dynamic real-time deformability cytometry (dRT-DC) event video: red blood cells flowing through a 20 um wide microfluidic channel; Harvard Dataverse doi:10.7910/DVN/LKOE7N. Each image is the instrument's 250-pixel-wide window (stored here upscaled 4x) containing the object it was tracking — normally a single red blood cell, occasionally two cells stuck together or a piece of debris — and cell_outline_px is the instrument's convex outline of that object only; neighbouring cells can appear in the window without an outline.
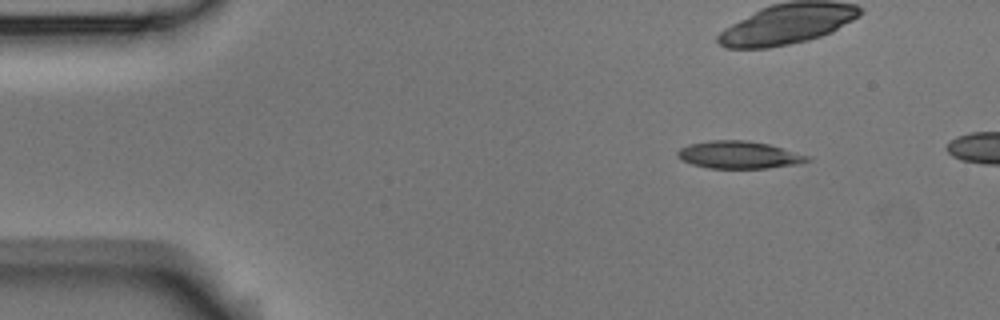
{"species": "Egyptian fruit bat (a non-hibernating species)", "species_latin": "Rousettus aegyptiacus", "temperature_condition": "room temperature", "stored_images_in_passage": 7, "camera_frame_rate_fps": 3000, "um_per_image_px": 0.085, "animal": {"sex": "male"}, "frame": {"image": 1, "passage_image": 1, "time_ms": 0.0, "image_size_px": [1000, 320], "cell_outline_px": [[812, 160], [800, 164], [768, 168], [708, 168], [692, 164], [676, 156], [676, 152], [680, 148], [688, 144], [712, 140], [748, 140], [768, 144], [812, 156]], "centroid_in_image_um": [62.86, 13.16], "position_along_channel_um": 22.1, "area_um2": 20.92}}